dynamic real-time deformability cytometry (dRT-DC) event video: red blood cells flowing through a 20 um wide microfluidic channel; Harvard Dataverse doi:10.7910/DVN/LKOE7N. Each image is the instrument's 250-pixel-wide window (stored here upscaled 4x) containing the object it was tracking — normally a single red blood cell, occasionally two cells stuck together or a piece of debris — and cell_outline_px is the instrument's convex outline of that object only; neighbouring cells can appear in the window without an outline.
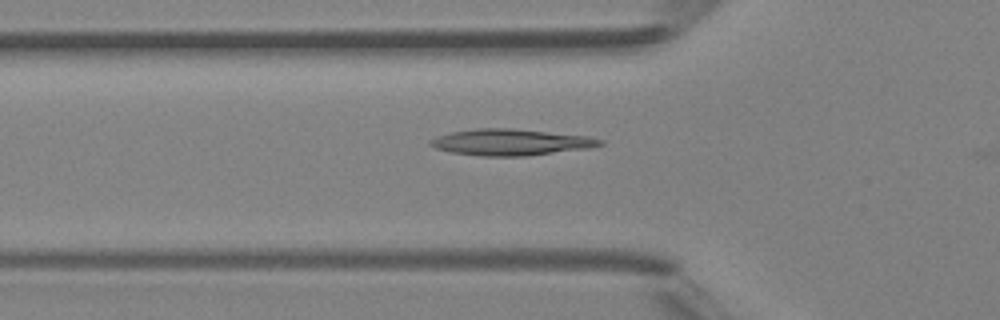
{"species": "Egyptian fruit bat (a non-hibernating species)", "species_latin": "Rousettus aegyptiacus", "temperature_condition": "room temperature", "stored_images_in_passage": 33, "camera_frame_rate_fps": 3000, "um_per_image_px": 0.085, "animal": {"sex": "female"}, "frame": {"image": 1, "passage_image": 9, "time_ms": 2.667, "image_size_px": [1000, 320], "cell_outline_px": [[604, 144], [588, 148], [528, 156], [480, 156], [452, 152], [436, 148], [428, 144], [428, 140], [452, 132], [476, 128], [512, 128], [588, 136], [604, 140]], "centroid_in_image_um": [43.43, 12.09], "position_along_channel_um": 82.4, "area_um2": 25.95}}
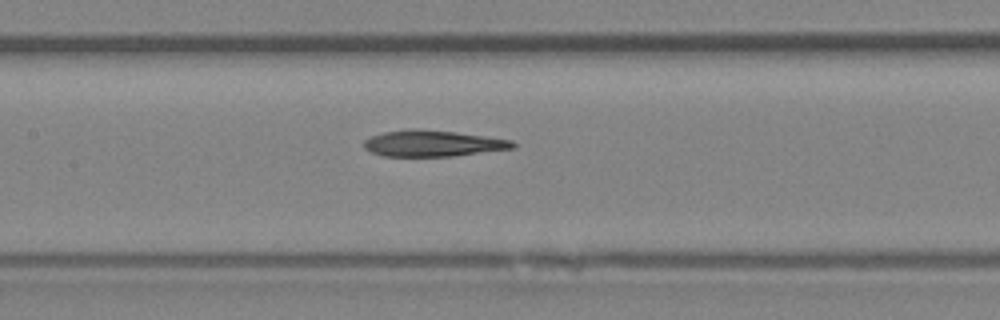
{"frame": {"image": 2, "passage_image": 15, "time_ms": 4.667, "image_size_px": [1000, 320], "cell_outline_px": [[516, 148], [452, 156], [384, 156], [372, 152], [364, 148], [364, 140], [368, 136], [384, 132], [416, 128], [456, 132], [512, 140], [516, 144]], "centroid_in_image_um": [36.78, 12.18], "position_along_channel_um": 170.6, "area_um2": 22.72}}
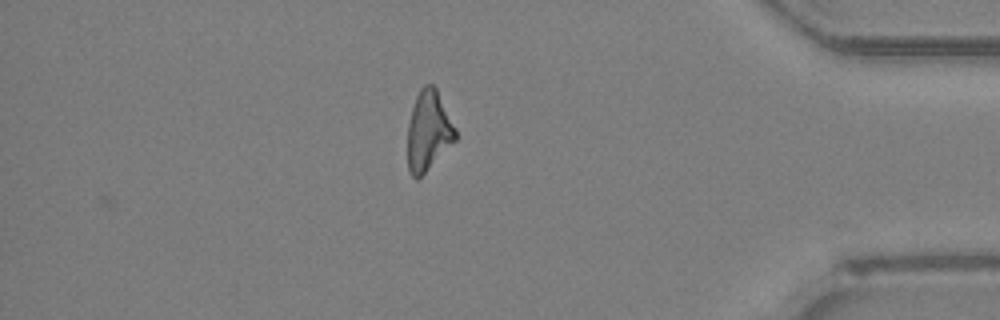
{"frame": {"image": 3, "passage_image": 33, "time_ms": 10.667, "image_size_px": [1000, 320], "cell_outline_px": [[456, 140], [416, 180], [412, 176], [408, 168], [408, 124], [412, 108], [416, 96], [420, 88], [424, 84], [432, 84], [436, 88], [456, 128]], "centroid_in_image_um": [36.41, 11.09], "position_along_channel_um": 398.8, "area_um2": 21.96}}